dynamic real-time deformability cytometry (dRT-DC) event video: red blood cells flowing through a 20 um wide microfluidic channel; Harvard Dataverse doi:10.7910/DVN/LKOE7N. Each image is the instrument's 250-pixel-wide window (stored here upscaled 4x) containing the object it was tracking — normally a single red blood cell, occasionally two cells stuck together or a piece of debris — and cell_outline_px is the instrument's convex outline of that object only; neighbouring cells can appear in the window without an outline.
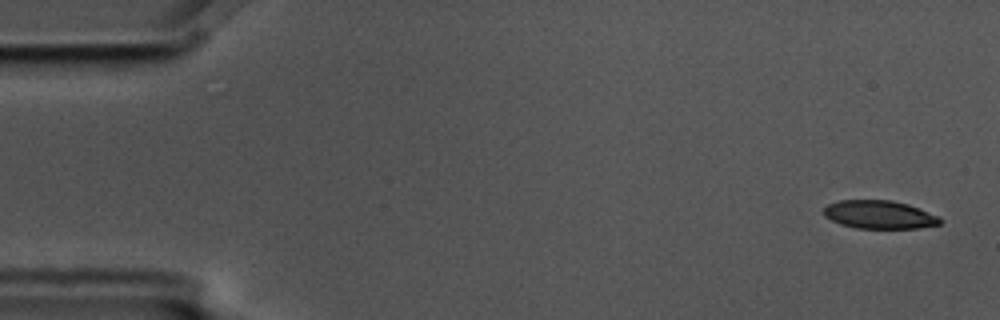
{"species": "common noctule bat (a hibernating species)", "species_latin": "Nyctalus noctula", "temperature_condition": "cold", "stored_images_in_passage": 5, "camera_frame_rate_fps": 3000, "um_per_image_px": 0.085, "animal": {"sex": "male", "body_mass_g": 17.5, "forearm_length_mm": 52.3}, "frame": {"image": 1, "passage_image": 1, "time_ms": 0.0, "image_size_px": [1000, 320], "cell_outline_px": [[944, 220], [940, 224], [920, 228], [856, 228], [840, 224], [824, 216], [824, 208], [828, 204], [840, 200], [892, 200], [908, 204], [940, 216]], "centroid_in_image_um": [74.78, 18.24], "position_along_channel_um": 10.2, "area_um2": 19.25}}
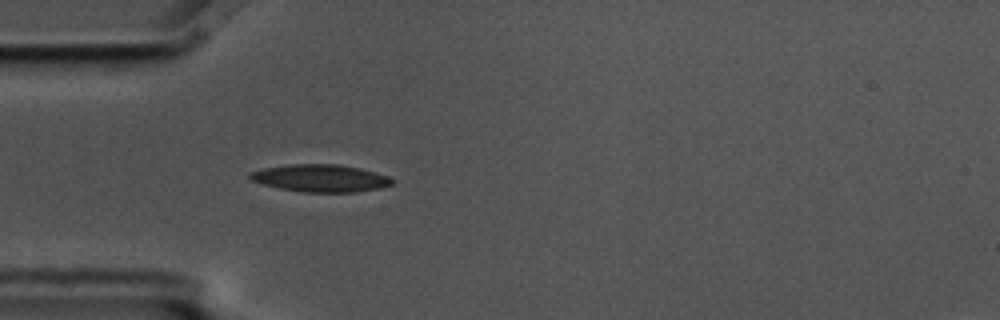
{"frame": {"image": 2, "passage_image": 5, "time_ms": 1.333, "image_size_px": [1000, 320], "cell_outline_px": [[396, 180], [392, 184], [380, 188], [356, 192], [300, 192], [260, 184], [252, 180], [248, 176], [248, 172], [264, 168], [288, 164], [340, 164], [360, 168], [388, 176]], "centroid_in_image_um": [27.23, 15.14], "position_along_channel_um": 57.8, "area_um2": 22.89}}